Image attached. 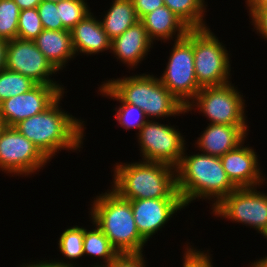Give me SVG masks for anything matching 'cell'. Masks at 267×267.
<instances>
[{
  "instance_id": "1",
  "label": "cell",
  "mask_w": 267,
  "mask_h": 267,
  "mask_svg": "<svg viewBox=\"0 0 267 267\" xmlns=\"http://www.w3.org/2000/svg\"><path fill=\"white\" fill-rule=\"evenodd\" d=\"M63 92L43 112L31 116L14 127L51 161L61 150L79 151L85 140V121L62 109Z\"/></svg>"
},
{
  "instance_id": "2",
  "label": "cell",
  "mask_w": 267,
  "mask_h": 267,
  "mask_svg": "<svg viewBox=\"0 0 267 267\" xmlns=\"http://www.w3.org/2000/svg\"><path fill=\"white\" fill-rule=\"evenodd\" d=\"M185 147L176 168V187L187 207L196 198L212 201L213 209L236 187L231 183L222 166L220 157L202 152L188 154ZM186 152V153H185ZM189 155V156H188Z\"/></svg>"
},
{
  "instance_id": "3",
  "label": "cell",
  "mask_w": 267,
  "mask_h": 267,
  "mask_svg": "<svg viewBox=\"0 0 267 267\" xmlns=\"http://www.w3.org/2000/svg\"><path fill=\"white\" fill-rule=\"evenodd\" d=\"M113 167L111 188L124 199L181 198L176 187V168L170 164L139 159Z\"/></svg>"
},
{
  "instance_id": "4",
  "label": "cell",
  "mask_w": 267,
  "mask_h": 267,
  "mask_svg": "<svg viewBox=\"0 0 267 267\" xmlns=\"http://www.w3.org/2000/svg\"><path fill=\"white\" fill-rule=\"evenodd\" d=\"M90 205L89 221L105 234L119 254L143 253L147 242L138 232L130 200L111 188L96 195Z\"/></svg>"
},
{
  "instance_id": "5",
  "label": "cell",
  "mask_w": 267,
  "mask_h": 267,
  "mask_svg": "<svg viewBox=\"0 0 267 267\" xmlns=\"http://www.w3.org/2000/svg\"><path fill=\"white\" fill-rule=\"evenodd\" d=\"M104 83L122 102L135 105L146 117L160 119L185 114V106L177 100L153 74H134L110 78ZM155 117V118H154Z\"/></svg>"
},
{
  "instance_id": "6",
  "label": "cell",
  "mask_w": 267,
  "mask_h": 267,
  "mask_svg": "<svg viewBox=\"0 0 267 267\" xmlns=\"http://www.w3.org/2000/svg\"><path fill=\"white\" fill-rule=\"evenodd\" d=\"M193 53L195 75L201 88L231 82L230 54L209 26L193 29Z\"/></svg>"
},
{
  "instance_id": "7",
  "label": "cell",
  "mask_w": 267,
  "mask_h": 267,
  "mask_svg": "<svg viewBox=\"0 0 267 267\" xmlns=\"http://www.w3.org/2000/svg\"><path fill=\"white\" fill-rule=\"evenodd\" d=\"M227 83L221 86L203 87L185 106L186 113L199 110L210 124L248 125L243 93ZM195 107V108H194Z\"/></svg>"
},
{
  "instance_id": "8",
  "label": "cell",
  "mask_w": 267,
  "mask_h": 267,
  "mask_svg": "<svg viewBox=\"0 0 267 267\" xmlns=\"http://www.w3.org/2000/svg\"><path fill=\"white\" fill-rule=\"evenodd\" d=\"M166 68L158 78L167 90L184 106L198 93L193 53V29L187 35L174 41Z\"/></svg>"
},
{
  "instance_id": "9",
  "label": "cell",
  "mask_w": 267,
  "mask_h": 267,
  "mask_svg": "<svg viewBox=\"0 0 267 267\" xmlns=\"http://www.w3.org/2000/svg\"><path fill=\"white\" fill-rule=\"evenodd\" d=\"M174 126L152 119L141 127L136 133L141 160L162 162L174 167L180 163L188 145L179 128Z\"/></svg>"
},
{
  "instance_id": "10",
  "label": "cell",
  "mask_w": 267,
  "mask_h": 267,
  "mask_svg": "<svg viewBox=\"0 0 267 267\" xmlns=\"http://www.w3.org/2000/svg\"><path fill=\"white\" fill-rule=\"evenodd\" d=\"M257 188H236L211 209V214L262 234L267 228V193Z\"/></svg>"
},
{
  "instance_id": "11",
  "label": "cell",
  "mask_w": 267,
  "mask_h": 267,
  "mask_svg": "<svg viewBox=\"0 0 267 267\" xmlns=\"http://www.w3.org/2000/svg\"><path fill=\"white\" fill-rule=\"evenodd\" d=\"M48 163L50 161L40 150L15 127L3 129L0 134V171L11 177H29L38 174Z\"/></svg>"
},
{
  "instance_id": "12",
  "label": "cell",
  "mask_w": 267,
  "mask_h": 267,
  "mask_svg": "<svg viewBox=\"0 0 267 267\" xmlns=\"http://www.w3.org/2000/svg\"><path fill=\"white\" fill-rule=\"evenodd\" d=\"M5 68L27 76L36 84L63 85L51 78L59 71L37 48L34 41L19 38L7 41Z\"/></svg>"
},
{
  "instance_id": "13",
  "label": "cell",
  "mask_w": 267,
  "mask_h": 267,
  "mask_svg": "<svg viewBox=\"0 0 267 267\" xmlns=\"http://www.w3.org/2000/svg\"><path fill=\"white\" fill-rule=\"evenodd\" d=\"M63 92V85L36 84L28 92L0 103V117L6 126L14 127L19 122L43 112Z\"/></svg>"
},
{
  "instance_id": "14",
  "label": "cell",
  "mask_w": 267,
  "mask_h": 267,
  "mask_svg": "<svg viewBox=\"0 0 267 267\" xmlns=\"http://www.w3.org/2000/svg\"><path fill=\"white\" fill-rule=\"evenodd\" d=\"M130 203L138 232L147 243L177 211L185 209L181 198L136 199Z\"/></svg>"
},
{
  "instance_id": "15",
  "label": "cell",
  "mask_w": 267,
  "mask_h": 267,
  "mask_svg": "<svg viewBox=\"0 0 267 267\" xmlns=\"http://www.w3.org/2000/svg\"><path fill=\"white\" fill-rule=\"evenodd\" d=\"M244 143L220 157L222 166L236 188H262L267 184L266 174L261 170L257 152Z\"/></svg>"
},
{
  "instance_id": "16",
  "label": "cell",
  "mask_w": 267,
  "mask_h": 267,
  "mask_svg": "<svg viewBox=\"0 0 267 267\" xmlns=\"http://www.w3.org/2000/svg\"><path fill=\"white\" fill-rule=\"evenodd\" d=\"M195 140V148L204 154L221 157L246 141L249 125L210 124Z\"/></svg>"
},
{
  "instance_id": "17",
  "label": "cell",
  "mask_w": 267,
  "mask_h": 267,
  "mask_svg": "<svg viewBox=\"0 0 267 267\" xmlns=\"http://www.w3.org/2000/svg\"><path fill=\"white\" fill-rule=\"evenodd\" d=\"M153 45L143 23L139 20L112 40L111 53L117 61L127 65L126 67L131 70L148 57Z\"/></svg>"
},
{
  "instance_id": "18",
  "label": "cell",
  "mask_w": 267,
  "mask_h": 267,
  "mask_svg": "<svg viewBox=\"0 0 267 267\" xmlns=\"http://www.w3.org/2000/svg\"><path fill=\"white\" fill-rule=\"evenodd\" d=\"M73 47L77 55L91 56L109 50L112 40L103 30L100 20L93 12L87 14L71 30Z\"/></svg>"
},
{
  "instance_id": "19",
  "label": "cell",
  "mask_w": 267,
  "mask_h": 267,
  "mask_svg": "<svg viewBox=\"0 0 267 267\" xmlns=\"http://www.w3.org/2000/svg\"><path fill=\"white\" fill-rule=\"evenodd\" d=\"M140 21L143 23L153 43H156V41L166 43L171 40L176 41L182 39L191 29L165 5L144 15Z\"/></svg>"
},
{
  "instance_id": "20",
  "label": "cell",
  "mask_w": 267,
  "mask_h": 267,
  "mask_svg": "<svg viewBox=\"0 0 267 267\" xmlns=\"http://www.w3.org/2000/svg\"><path fill=\"white\" fill-rule=\"evenodd\" d=\"M37 48L58 70L66 68L69 61L75 59L71 32L65 30H43L34 40Z\"/></svg>"
},
{
  "instance_id": "21",
  "label": "cell",
  "mask_w": 267,
  "mask_h": 267,
  "mask_svg": "<svg viewBox=\"0 0 267 267\" xmlns=\"http://www.w3.org/2000/svg\"><path fill=\"white\" fill-rule=\"evenodd\" d=\"M103 30L113 40L139 21L132 0H112L110 8L99 18Z\"/></svg>"
},
{
  "instance_id": "22",
  "label": "cell",
  "mask_w": 267,
  "mask_h": 267,
  "mask_svg": "<svg viewBox=\"0 0 267 267\" xmlns=\"http://www.w3.org/2000/svg\"><path fill=\"white\" fill-rule=\"evenodd\" d=\"M93 228L91 230L85 227L84 242H83V252L84 256H90L93 259H101L96 263L88 264L87 267H103L111 262L119 253L111 245L110 240L105 236V234L91 222ZM96 257V258H94ZM100 262V263H99ZM104 263V264H103Z\"/></svg>"
},
{
  "instance_id": "23",
  "label": "cell",
  "mask_w": 267,
  "mask_h": 267,
  "mask_svg": "<svg viewBox=\"0 0 267 267\" xmlns=\"http://www.w3.org/2000/svg\"><path fill=\"white\" fill-rule=\"evenodd\" d=\"M60 234L61 235L58 238L57 243L58 248L61 252L60 254H62V256H64L63 258L67 259V261L64 259H54V261L57 262L61 267H84L82 265L79 266V264L76 263L75 260H79L81 257H84L83 242L85 227L73 225L63 230V232Z\"/></svg>"
},
{
  "instance_id": "24",
  "label": "cell",
  "mask_w": 267,
  "mask_h": 267,
  "mask_svg": "<svg viewBox=\"0 0 267 267\" xmlns=\"http://www.w3.org/2000/svg\"><path fill=\"white\" fill-rule=\"evenodd\" d=\"M99 95L102 97L111 98L113 101H117L120 105L115 107V117L118 124L124 128L126 131L138 129L140 131L141 127L149 120L145 112L135 105L122 102L104 83L98 88Z\"/></svg>"
},
{
  "instance_id": "25",
  "label": "cell",
  "mask_w": 267,
  "mask_h": 267,
  "mask_svg": "<svg viewBox=\"0 0 267 267\" xmlns=\"http://www.w3.org/2000/svg\"><path fill=\"white\" fill-rule=\"evenodd\" d=\"M205 0H164V4L191 29L208 27L205 19L207 12Z\"/></svg>"
},
{
  "instance_id": "26",
  "label": "cell",
  "mask_w": 267,
  "mask_h": 267,
  "mask_svg": "<svg viewBox=\"0 0 267 267\" xmlns=\"http://www.w3.org/2000/svg\"><path fill=\"white\" fill-rule=\"evenodd\" d=\"M36 83L21 73L4 68L0 71V103L32 89Z\"/></svg>"
},
{
  "instance_id": "27",
  "label": "cell",
  "mask_w": 267,
  "mask_h": 267,
  "mask_svg": "<svg viewBox=\"0 0 267 267\" xmlns=\"http://www.w3.org/2000/svg\"><path fill=\"white\" fill-rule=\"evenodd\" d=\"M20 11L14 0H0V39L17 38Z\"/></svg>"
},
{
  "instance_id": "28",
  "label": "cell",
  "mask_w": 267,
  "mask_h": 267,
  "mask_svg": "<svg viewBox=\"0 0 267 267\" xmlns=\"http://www.w3.org/2000/svg\"><path fill=\"white\" fill-rule=\"evenodd\" d=\"M57 8L63 26L69 31L91 12L87 0H64L57 3Z\"/></svg>"
},
{
  "instance_id": "29",
  "label": "cell",
  "mask_w": 267,
  "mask_h": 267,
  "mask_svg": "<svg viewBox=\"0 0 267 267\" xmlns=\"http://www.w3.org/2000/svg\"><path fill=\"white\" fill-rule=\"evenodd\" d=\"M43 30L37 8L20 11L17 38L34 41Z\"/></svg>"
},
{
  "instance_id": "30",
  "label": "cell",
  "mask_w": 267,
  "mask_h": 267,
  "mask_svg": "<svg viewBox=\"0 0 267 267\" xmlns=\"http://www.w3.org/2000/svg\"><path fill=\"white\" fill-rule=\"evenodd\" d=\"M42 26L45 30H65L59 18V8L57 3L51 1H41L37 7Z\"/></svg>"
},
{
  "instance_id": "31",
  "label": "cell",
  "mask_w": 267,
  "mask_h": 267,
  "mask_svg": "<svg viewBox=\"0 0 267 267\" xmlns=\"http://www.w3.org/2000/svg\"><path fill=\"white\" fill-rule=\"evenodd\" d=\"M187 242L184 245V254L182 255V267H214L212 264V255L209 253L210 250H198L197 248L192 247ZM186 246V247H185Z\"/></svg>"
},
{
  "instance_id": "32",
  "label": "cell",
  "mask_w": 267,
  "mask_h": 267,
  "mask_svg": "<svg viewBox=\"0 0 267 267\" xmlns=\"http://www.w3.org/2000/svg\"><path fill=\"white\" fill-rule=\"evenodd\" d=\"M144 253L118 254L111 262L103 267H146Z\"/></svg>"
},
{
  "instance_id": "33",
  "label": "cell",
  "mask_w": 267,
  "mask_h": 267,
  "mask_svg": "<svg viewBox=\"0 0 267 267\" xmlns=\"http://www.w3.org/2000/svg\"><path fill=\"white\" fill-rule=\"evenodd\" d=\"M250 18L253 31L256 30L258 36L267 41V7L258 9Z\"/></svg>"
},
{
  "instance_id": "34",
  "label": "cell",
  "mask_w": 267,
  "mask_h": 267,
  "mask_svg": "<svg viewBox=\"0 0 267 267\" xmlns=\"http://www.w3.org/2000/svg\"><path fill=\"white\" fill-rule=\"evenodd\" d=\"M132 3L135 7V12L139 20L144 15L165 5L164 0H132Z\"/></svg>"
},
{
  "instance_id": "35",
  "label": "cell",
  "mask_w": 267,
  "mask_h": 267,
  "mask_svg": "<svg viewBox=\"0 0 267 267\" xmlns=\"http://www.w3.org/2000/svg\"><path fill=\"white\" fill-rule=\"evenodd\" d=\"M246 10L248 9L249 18L258 10L267 7V0H246Z\"/></svg>"
},
{
  "instance_id": "36",
  "label": "cell",
  "mask_w": 267,
  "mask_h": 267,
  "mask_svg": "<svg viewBox=\"0 0 267 267\" xmlns=\"http://www.w3.org/2000/svg\"><path fill=\"white\" fill-rule=\"evenodd\" d=\"M19 267H61L57 262H55L53 259L49 260H37L34 262H28V263H22Z\"/></svg>"
},
{
  "instance_id": "37",
  "label": "cell",
  "mask_w": 267,
  "mask_h": 267,
  "mask_svg": "<svg viewBox=\"0 0 267 267\" xmlns=\"http://www.w3.org/2000/svg\"><path fill=\"white\" fill-rule=\"evenodd\" d=\"M42 0H14L20 10L37 8Z\"/></svg>"
},
{
  "instance_id": "38",
  "label": "cell",
  "mask_w": 267,
  "mask_h": 267,
  "mask_svg": "<svg viewBox=\"0 0 267 267\" xmlns=\"http://www.w3.org/2000/svg\"><path fill=\"white\" fill-rule=\"evenodd\" d=\"M7 41L0 39V71L5 68Z\"/></svg>"
},
{
  "instance_id": "39",
  "label": "cell",
  "mask_w": 267,
  "mask_h": 267,
  "mask_svg": "<svg viewBox=\"0 0 267 267\" xmlns=\"http://www.w3.org/2000/svg\"><path fill=\"white\" fill-rule=\"evenodd\" d=\"M249 267H267V264L261 258H259L252 262Z\"/></svg>"
},
{
  "instance_id": "40",
  "label": "cell",
  "mask_w": 267,
  "mask_h": 267,
  "mask_svg": "<svg viewBox=\"0 0 267 267\" xmlns=\"http://www.w3.org/2000/svg\"><path fill=\"white\" fill-rule=\"evenodd\" d=\"M6 127L4 121L2 120V118L0 117V134L3 131V129Z\"/></svg>"
},
{
  "instance_id": "41",
  "label": "cell",
  "mask_w": 267,
  "mask_h": 267,
  "mask_svg": "<svg viewBox=\"0 0 267 267\" xmlns=\"http://www.w3.org/2000/svg\"><path fill=\"white\" fill-rule=\"evenodd\" d=\"M264 238H266L267 241V228L263 231V233L261 234Z\"/></svg>"
},
{
  "instance_id": "42",
  "label": "cell",
  "mask_w": 267,
  "mask_h": 267,
  "mask_svg": "<svg viewBox=\"0 0 267 267\" xmlns=\"http://www.w3.org/2000/svg\"><path fill=\"white\" fill-rule=\"evenodd\" d=\"M42 1H51V2H54V3H59V2L64 1V0H42Z\"/></svg>"
},
{
  "instance_id": "43",
  "label": "cell",
  "mask_w": 267,
  "mask_h": 267,
  "mask_svg": "<svg viewBox=\"0 0 267 267\" xmlns=\"http://www.w3.org/2000/svg\"><path fill=\"white\" fill-rule=\"evenodd\" d=\"M261 259L267 264V256H265V257H261Z\"/></svg>"
}]
</instances>
